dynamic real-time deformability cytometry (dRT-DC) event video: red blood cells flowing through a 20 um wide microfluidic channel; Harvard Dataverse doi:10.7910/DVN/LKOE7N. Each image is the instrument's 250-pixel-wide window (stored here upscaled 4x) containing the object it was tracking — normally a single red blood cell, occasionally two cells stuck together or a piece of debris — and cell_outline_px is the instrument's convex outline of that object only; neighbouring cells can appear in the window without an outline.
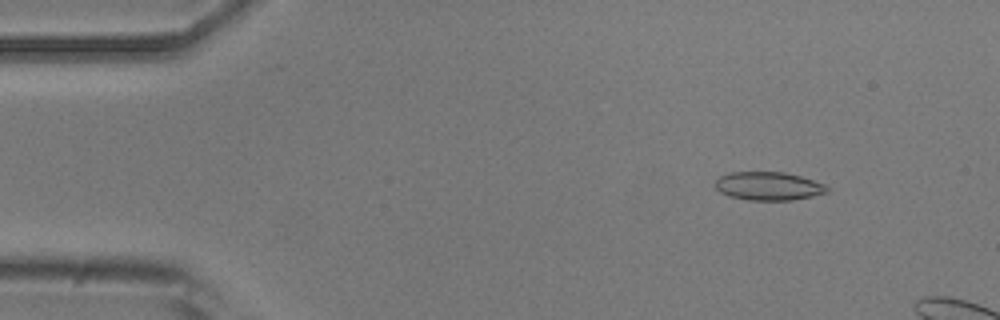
{"species": "common noctule bat (a hibernating species)", "species_latin": "Nyctalus noctula", "temperature_condition": "room temperature", "stored_images_in_passage": 12, "camera_frame_rate_fps": 3000, "um_per_image_px": 0.085, "animal": {"sex": "male", "body_mass_g": 20.5, "forearm_length_mm": 52.5}, "frame": {"image": 1, "passage_image": 6, "time_ms": 1.667, "image_size_px": [1000, 320], "cell_outline_px": [[828, 192], [812, 196], [792, 200], [748, 200], [728, 196], [720, 192], [716, 188], [716, 180], [720, 176], [728, 172], [784, 172], [800, 176], [824, 184], [828, 188]], "centroid_in_image_um": [65.29, 15.82], "position_along_channel_um": 19.7, "area_um2": 18.44}}